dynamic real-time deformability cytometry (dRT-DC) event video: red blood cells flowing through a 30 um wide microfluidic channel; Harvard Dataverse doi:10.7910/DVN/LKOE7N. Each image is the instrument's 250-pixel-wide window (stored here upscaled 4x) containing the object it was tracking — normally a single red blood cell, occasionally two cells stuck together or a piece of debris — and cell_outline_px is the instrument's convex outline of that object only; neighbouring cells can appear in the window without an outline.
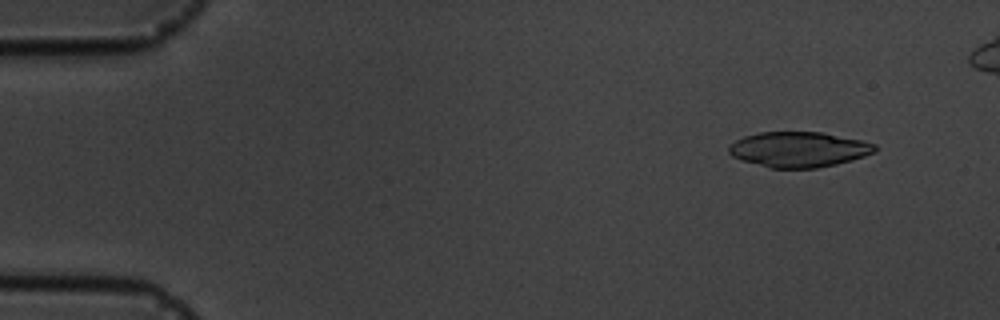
{"species": "common noctule bat (a hibernating species)", "species_latin": "Nyctalus noctula", "temperature_condition": "cold", "stored_images_in_passage": 5, "camera_frame_rate_fps": 3000, "um_per_image_px": 0.085, "animal": {"sex": "male", "body_mass_g": 19.5, "forearm_length_mm": 54.6}, "frame": {"image": 1, "passage_image": 1, "time_ms": 0.0, "image_size_px": [1000, 320], "cell_outline_px": [[876, 148], [872, 152], [864, 156], [852, 160], [836, 164], [816, 168], [768, 168], [740, 160], [732, 156], [728, 152], [728, 148], [736, 140], [744, 136], [760, 132], [824, 132], [860, 140], [876, 144]], "centroid_in_image_um": [67.86, 12.7], "position_along_channel_um": 17.1, "area_um2": 30.06}}